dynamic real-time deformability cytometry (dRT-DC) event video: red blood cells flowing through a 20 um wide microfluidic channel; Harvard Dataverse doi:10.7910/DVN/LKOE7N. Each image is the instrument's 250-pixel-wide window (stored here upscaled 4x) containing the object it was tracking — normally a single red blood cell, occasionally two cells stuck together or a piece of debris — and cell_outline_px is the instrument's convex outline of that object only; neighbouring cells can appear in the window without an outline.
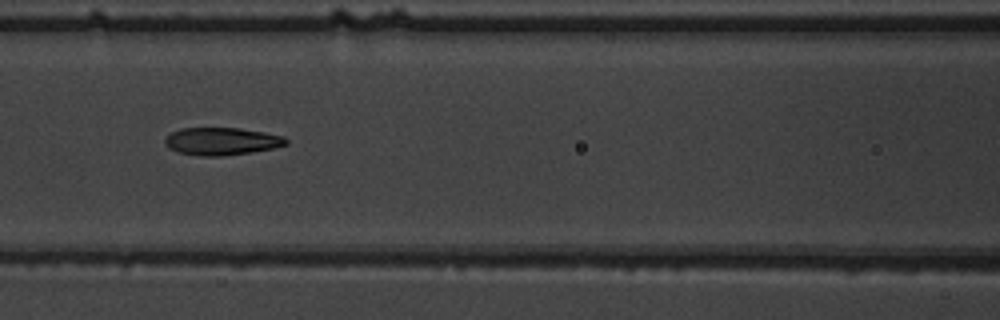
{"species": "common noctule bat (a hibernating species)", "species_latin": "Nyctalus noctula", "temperature_condition": "warm", "stored_images_in_passage": 14, "camera_frame_rate_fps": 3000, "um_per_image_px": 0.085, "animal": {"sex": "male", "body_mass_g": 19.5, "forearm_length_mm": 54.6}, "frame": {"image": 1, "passage_image": 12, "time_ms": 3.667, "image_size_px": [1000, 320], "cell_outline_px": [[288, 144], [272, 148], [252, 152], [220, 156], [200, 156], [180, 152], [168, 148], [164, 144], [164, 140], [172, 132], [180, 128], [240, 128], [264, 132], [284, 136], [288, 140]], "centroid_in_image_um": [18.84, 12.0], "position_along_channel_um": 147.8, "area_um2": 19.42}}